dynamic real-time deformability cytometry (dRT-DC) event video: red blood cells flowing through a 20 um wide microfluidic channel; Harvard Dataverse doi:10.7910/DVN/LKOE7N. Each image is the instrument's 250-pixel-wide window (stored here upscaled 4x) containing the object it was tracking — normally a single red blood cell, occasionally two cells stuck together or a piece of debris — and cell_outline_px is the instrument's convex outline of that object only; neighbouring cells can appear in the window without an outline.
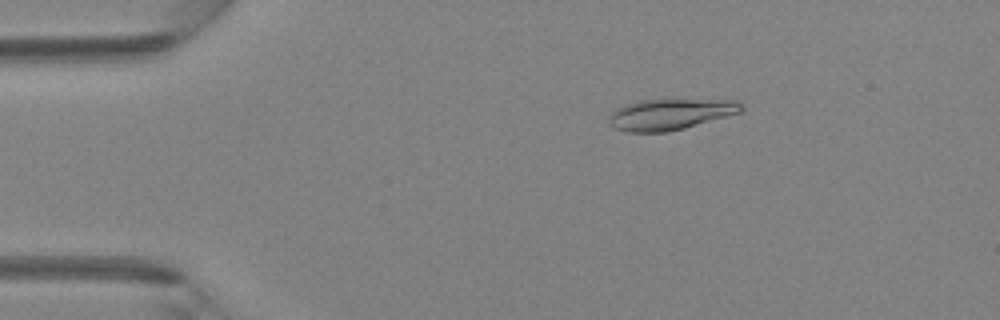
{"species": "Egyptian fruit bat (a non-hibernating species)", "species_latin": "Rousettus aegyptiacus", "temperature_condition": "room temperature", "stored_images_in_passage": 47, "camera_frame_rate_fps": 3000, "um_per_image_px": 0.085, "animal": {"sex": "female"}, "frame": {"image": 1, "passage_image": 8, "time_ms": 2.333, "image_size_px": [1000, 320], "cell_outline_px": [[744, 108], [740, 112], [728, 116], [684, 128], [668, 132], [628, 132], [612, 128], [608, 124], [608, 116], [616, 108], [640, 100], [672, 96], [736, 100]], "centroid_in_image_um": [56.98, 9.65], "position_along_channel_um": 28.0, "area_um2": 25.2}}
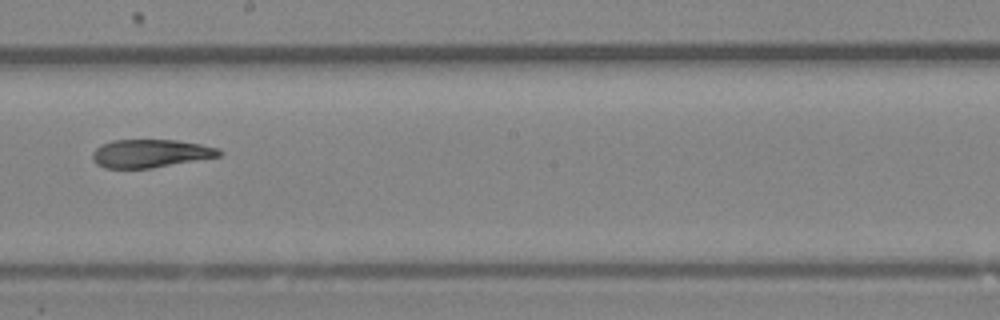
{"frame": {"image": 2, "passage_image": 27, "time_ms": 8.667, "image_size_px": [1000, 320], "cell_outline_px": [[224, 152], [220, 156], [152, 168], [104, 168], [96, 164], [92, 160], [92, 152], [100, 144], [112, 140], [176, 140], [200, 144], [220, 148]], "centroid_in_image_um": [12.77, 13.04], "position_along_channel_um": 235.4, "area_um2": 20.92}}
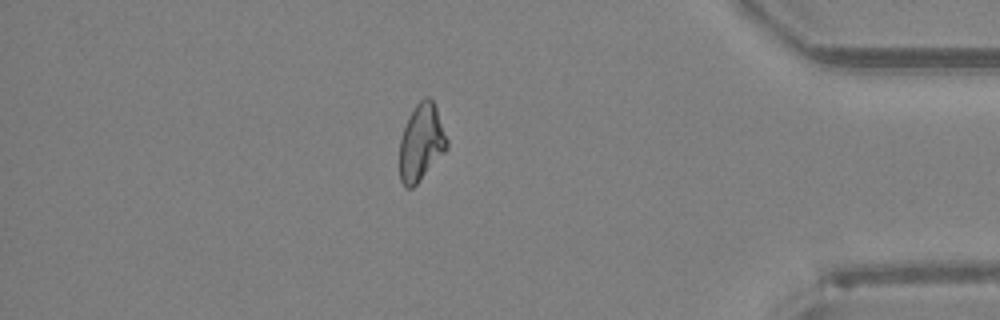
{"frame": {"image": 3, "passage_image": 41, "time_ms": 13.333, "image_size_px": [1000, 320], "cell_outline_px": [[448, 148], [420, 180], [412, 188], [404, 188], [400, 180], [400, 140], [408, 116], [416, 104], [424, 96], [428, 96], [432, 100], [436, 108], [448, 140]], "centroid_in_image_um": [35.8, 12.11], "position_along_channel_um": 399.4, "area_um2": 21.1}, "authors_computed_cell_mechanics": {"area_um2": 22.1952, "velocity_mm_per_s": 4.2425, "shape_relaxation_time_tau1_ms": 8.2525, "shape_relaxation_time_tau2_ms": 5.5703, "deformation_change_tau1": 0.2536, "deformation_change_tau2": 0.1625}}